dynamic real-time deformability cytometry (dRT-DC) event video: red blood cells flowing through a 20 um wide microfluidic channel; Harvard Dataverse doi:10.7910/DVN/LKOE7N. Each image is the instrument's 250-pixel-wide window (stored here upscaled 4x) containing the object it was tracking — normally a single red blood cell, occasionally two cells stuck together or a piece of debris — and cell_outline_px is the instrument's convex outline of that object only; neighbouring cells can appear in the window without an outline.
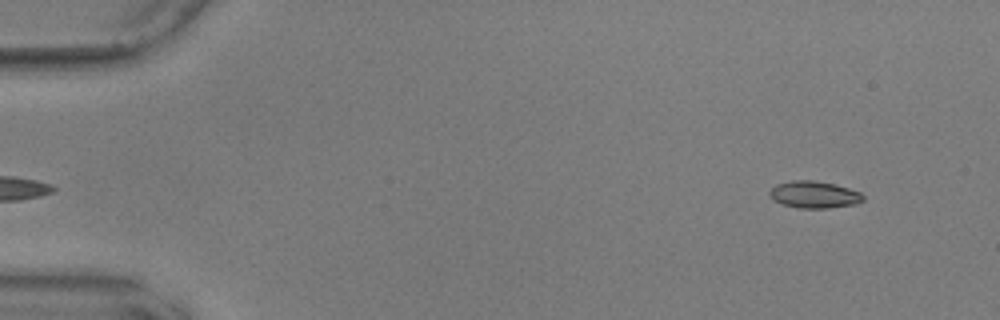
{"species": "common noctule bat (a hibernating species)", "species_latin": "Nyctalus noctula", "temperature_condition": "warm", "stored_images_in_passage": 12, "camera_frame_rate_fps": 3000, "um_per_image_px": 0.085, "animal": {"sex": "male", "body_mass_g": 17.9, "forearm_length_mm": 54.2}, "frame": {"image": 1, "passage_image": 2, "time_ms": 0.333, "image_size_px": [1000, 320], "cell_outline_px": [[864, 200], [856, 204], [828, 208], [796, 208], [780, 204], [772, 200], [768, 192], [776, 184], [792, 180], [812, 180], [832, 184], [848, 188], [860, 192], [864, 196]], "centroid_in_image_um": [69.17, 16.55], "position_along_channel_um": 15.8, "area_um2": 14.8}}